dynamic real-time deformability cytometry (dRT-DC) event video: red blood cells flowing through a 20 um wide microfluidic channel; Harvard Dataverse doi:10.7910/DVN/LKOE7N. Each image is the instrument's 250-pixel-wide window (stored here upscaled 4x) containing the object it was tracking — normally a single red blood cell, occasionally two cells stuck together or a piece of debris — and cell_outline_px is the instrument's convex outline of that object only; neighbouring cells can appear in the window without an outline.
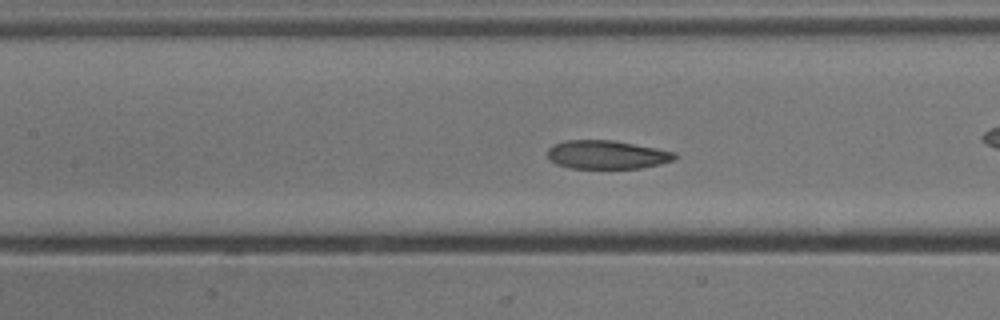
{"species": "common noctule bat (a hibernating species)", "species_latin": "Nyctalus noctula", "temperature_condition": "cold", "stored_images_in_passage": 43, "camera_frame_rate_fps": 3000, "um_per_image_px": 0.085, "animal": {"sex": "male", "body_mass_g": 13.3}, "frame": {"image": 1, "passage_image": 13, "time_ms": 4.0, "image_size_px": [1000, 320], "cell_outline_px": [[676, 160], [660, 164], [640, 168], [568, 168], [556, 164], [548, 160], [548, 148], [556, 144], [568, 140], [612, 140], [656, 148], [676, 152]], "centroid_in_image_um": [51.59, 13.15], "position_along_channel_um": 155.8, "area_um2": 21.15}}
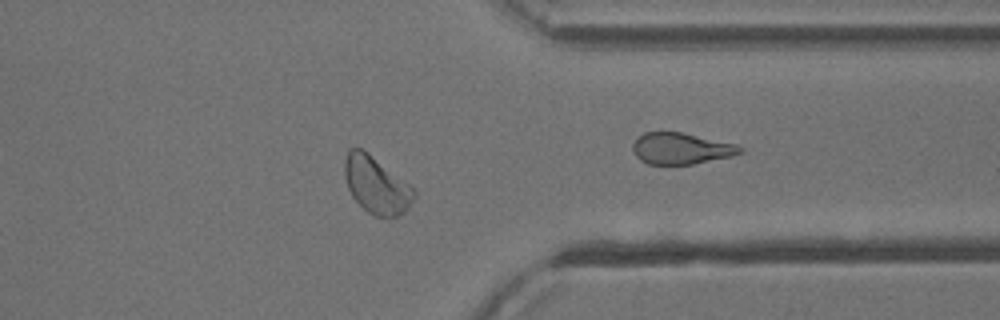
{"frame": {"image": 2, "passage_image": 31, "time_ms": 10.0, "image_size_px": [1000, 320], "cell_outline_px": [[416, 196], [408, 208], [404, 212], [396, 216], [376, 216], [368, 212], [352, 196], [348, 188], [344, 176], [344, 160], [348, 148], [364, 148], [416, 188]], "centroid_in_image_um": [32.0, 15.68], "position_along_channel_um": 379.4, "area_um2": 23.41}, "authors_computed_cell_mechanics": {"area_um2": 22.7154, "velocity_mm_per_s": 3.8715, "shape_relaxation_time_tau1_ms": 3.5039, "shape_relaxation_time_tau2_ms": 4.1704, "deformation_change_tau1": 0.1022, "deformation_change_tau2": 0.0937}}